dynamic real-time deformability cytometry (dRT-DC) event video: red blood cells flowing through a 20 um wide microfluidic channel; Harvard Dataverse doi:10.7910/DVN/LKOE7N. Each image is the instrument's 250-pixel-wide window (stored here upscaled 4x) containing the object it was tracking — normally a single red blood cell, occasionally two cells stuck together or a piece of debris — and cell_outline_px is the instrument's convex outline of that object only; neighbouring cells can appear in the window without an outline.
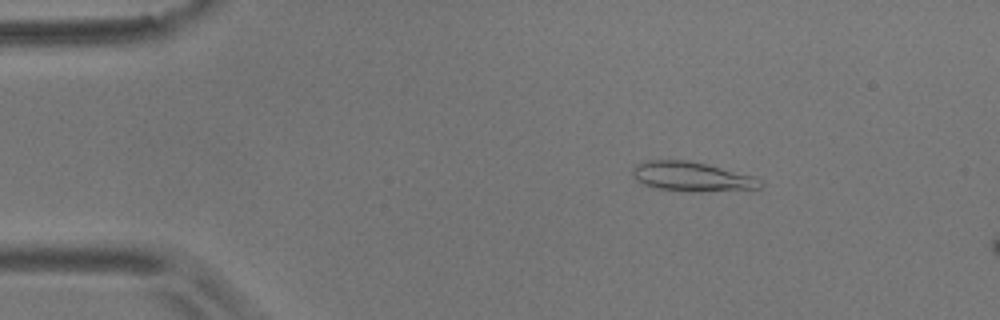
{"species": "common noctule bat (a hibernating species)", "species_latin": "Nyctalus noctula", "temperature_condition": "room temperature", "stored_images_in_passage": 5, "camera_frame_rate_fps": 3000, "um_per_image_px": 0.085, "animal": {"sex": "male", "body_mass_g": 17.9}, "frame": {"image": 1, "passage_image": 3, "time_ms": 2.333, "image_size_px": [1000, 320], "cell_outline_px": [[764, 184], [760, 188], [692, 192], [652, 188], [636, 180], [632, 176], [632, 168], [636, 164], [648, 160], [684, 160], [704, 164], [752, 176], [760, 180]], "centroid_in_image_um": [58.72, 15.02], "position_along_channel_um": 26.3, "area_um2": 21.68}}